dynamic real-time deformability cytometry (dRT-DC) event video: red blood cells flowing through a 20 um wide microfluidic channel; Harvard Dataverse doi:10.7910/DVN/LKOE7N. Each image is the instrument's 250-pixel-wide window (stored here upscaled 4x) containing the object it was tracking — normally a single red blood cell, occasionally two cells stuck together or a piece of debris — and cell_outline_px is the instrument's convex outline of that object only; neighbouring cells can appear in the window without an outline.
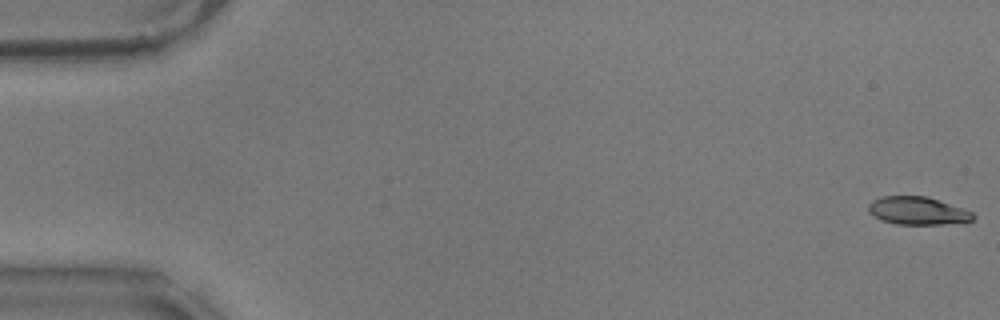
{"species": "common noctule bat (a hibernating species)", "species_latin": "Nyctalus noctula", "temperature_condition": "warm", "stored_images_in_passage": 57, "camera_frame_rate_fps": 3000, "um_per_image_px": 0.085, "animal": {"sex": "male", "body_mass_g": 17.9}, "frame": {"image": 1, "passage_image": 1, "time_ms": 0.0, "image_size_px": [1000, 320], "cell_outline_px": [[976, 216], [972, 220], [940, 224], [896, 224], [880, 220], [872, 216], [868, 212], [868, 204], [872, 200], [880, 196], [924, 196], [964, 208], [972, 212]], "centroid_in_image_um": [77.93, 17.91], "position_along_channel_um": 7.1, "area_um2": 16.99}}
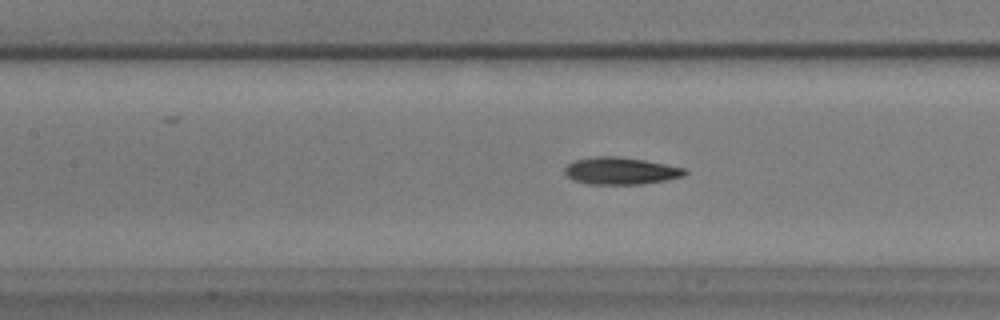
{"frame": {"image": 2, "passage_image": 26, "time_ms": 8.333, "image_size_px": [1000, 320], "cell_outline_px": [[688, 172], [684, 176], [668, 180], [640, 184], [588, 184], [572, 180], [564, 172], [564, 168], [568, 164], [576, 160], [596, 156], [620, 156], [644, 160], [684, 168]], "centroid_in_image_um": [52.75, 14.53], "position_along_channel_um": 154.6, "area_um2": 19.02}}
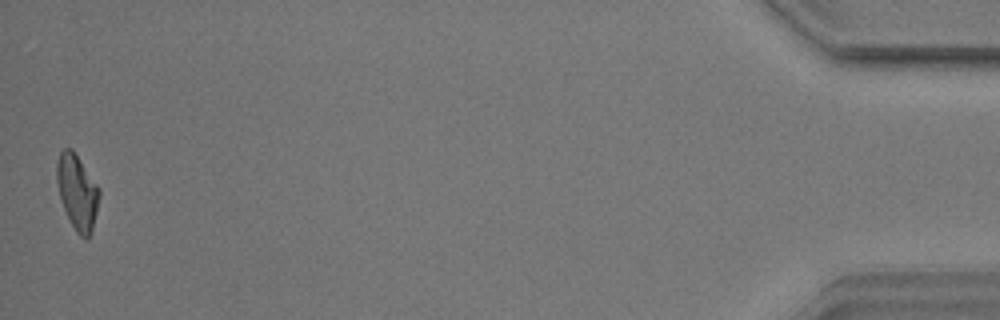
{"frame": {"image": 3, "passage_image": 57, "time_ms": 18.667, "image_size_px": [1000, 320], "cell_outline_px": [[100, 196], [92, 232], [88, 240], [84, 240], [76, 232], [64, 208], [60, 196], [56, 180], [56, 164], [60, 152], [64, 148], [72, 148], [100, 188]], "centroid_in_image_um": [6.58, 16.33], "position_along_channel_um": 428.6, "area_um2": 18.67}, "authors_computed_cell_mechanics": {"area_um2": 18.6694, "velocity_mm_per_s": 3.5338, "shape_relaxation_time_tau1_ms": 5.223, "shape_relaxation_time_tau2_ms": 2.6816, "deformation_change_tau1": 0.164, "deformation_change_tau2": 0.1105}}